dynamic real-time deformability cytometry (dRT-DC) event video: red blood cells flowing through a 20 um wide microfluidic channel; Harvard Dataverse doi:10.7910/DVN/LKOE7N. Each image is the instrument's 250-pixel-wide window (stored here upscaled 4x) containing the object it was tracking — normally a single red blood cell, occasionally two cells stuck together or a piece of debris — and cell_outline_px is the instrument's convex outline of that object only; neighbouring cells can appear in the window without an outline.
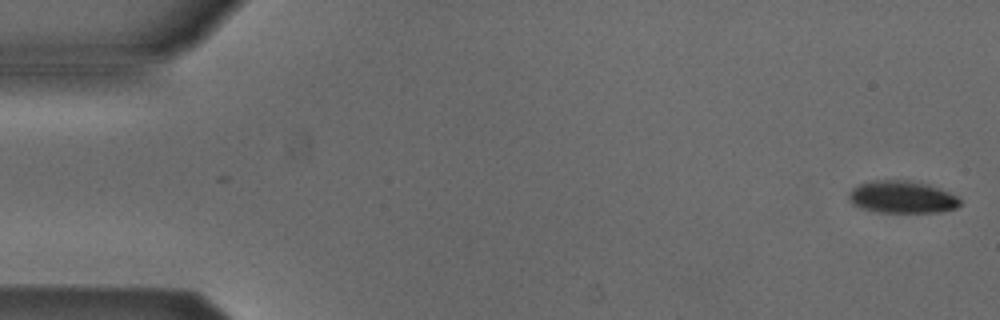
{"species": "Egyptian fruit bat (a non-hibernating species)", "species_latin": "Rousettus aegyptiacus", "temperature_condition": "cold", "stored_images_in_passage": 8, "camera_frame_rate_fps": 3000, "um_per_image_px": 0.085, "animal": {"sex": "male"}, "frame": {"image": 1, "passage_image": 1, "time_ms": 0.0, "image_size_px": [1000, 320], "cell_outline_px": [[960, 204], [956, 208], [940, 212], [876, 212], [860, 208], [852, 204], [848, 200], [848, 192], [852, 188], [860, 184], [872, 180], [908, 180], [928, 184], [948, 192], [956, 196], [960, 200]], "centroid_in_image_um": [76.63, 16.75], "position_along_channel_um": 8.4, "area_um2": 21.04}}
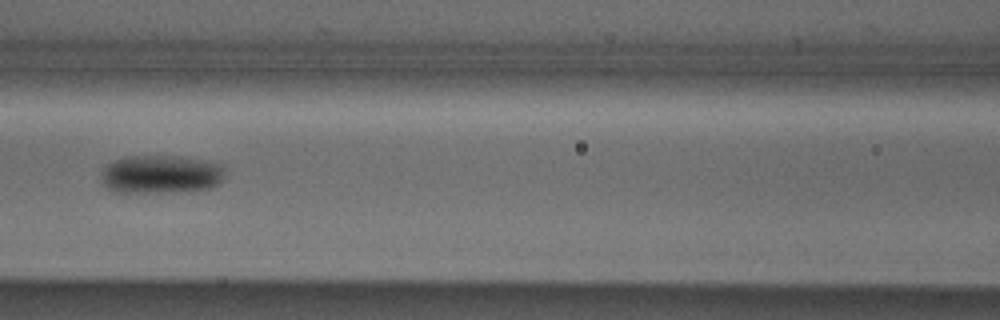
{"frame": {"image": 2, "passage_image": 7, "time_ms": 2.0, "image_size_px": [1000, 320], "cell_outline_px": [[224, 180], [220, 184], [212, 188], [180, 192], [112, 192], [100, 180], [100, 176], [104, 168], [112, 160], [124, 156], [176, 156], [204, 160], [220, 164], [224, 168]], "centroid_in_image_um": [13.68, 14.82], "position_along_channel_um": 152.9, "area_um2": 28.15}}
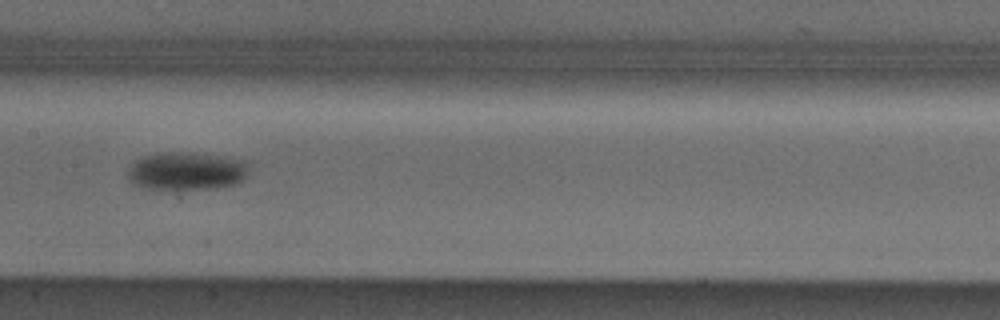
{"frame": {"image": 3, "passage_image": 8, "time_ms": 2.333, "image_size_px": [1000, 320], "cell_outline_px": [[248, 176], [244, 180], [236, 184], [216, 188], [168, 192], [144, 188], [132, 184], [128, 176], [128, 172], [132, 164], [136, 160], [144, 156], [160, 152], [192, 152], [248, 160]], "centroid_in_image_um": [15.87, 14.58], "position_along_channel_um": 191.5, "area_um2": 27.98}}